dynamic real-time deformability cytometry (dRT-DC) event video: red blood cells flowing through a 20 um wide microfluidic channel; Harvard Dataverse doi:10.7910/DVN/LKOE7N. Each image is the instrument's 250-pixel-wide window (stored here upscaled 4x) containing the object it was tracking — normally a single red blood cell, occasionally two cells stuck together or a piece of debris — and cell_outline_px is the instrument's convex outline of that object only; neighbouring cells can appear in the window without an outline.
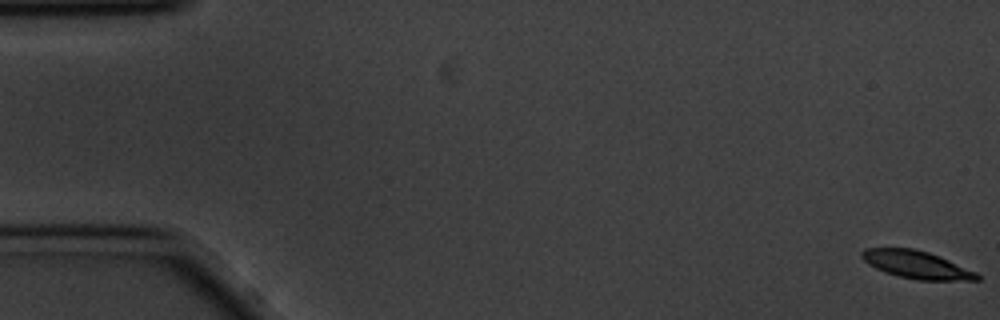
{"species": "common noctule bat (a hibernating species)", "species_latin": "Nyctalus noctula", "temperature_condition": "cold", "stored_images_in_passage": 59, "camera_frame_rate_fps": 3000, "um_per_image_px": 0.085, "animal": {"sex": "male", "body_mass_g": 20.1, "forearm_length_mm": 53.5}, "frame": {"image": 1, "passage_image": 1, "time_ms": 0.0, "image_size_px": [1000, 320], "cell_outline_px": [[980, 280], [916, 280], [884, 272], [868, 264], [860, 256], [860, 252], [864, 248], [916, 248], [940, 256], [976, 272], [980, 276]], "centroid_in_image_um": [77.89, 22.49], "position_along_channel_um": 7.1, "area_um2": 18.61}}
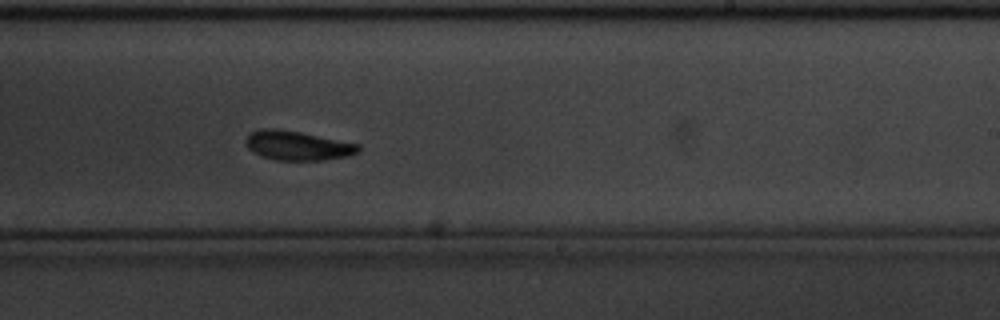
{"frame": {"image": 2, "passage_image": 36, "time_ms": 11.667, "image_size_px": [1000, 320], "cell_outline_px": [[360, 152], [344, 156], [324, 160], [276, 160], [260, 156], [252, 152], [244, 144], [244, 140], [252, 132], [260, 128], [276, 128], [300, 132], [360, 144]], "centroid_in_image_um": [25.25, 12.37], "position_along_channel_um": 263.8, "area_um2": 19.31}}
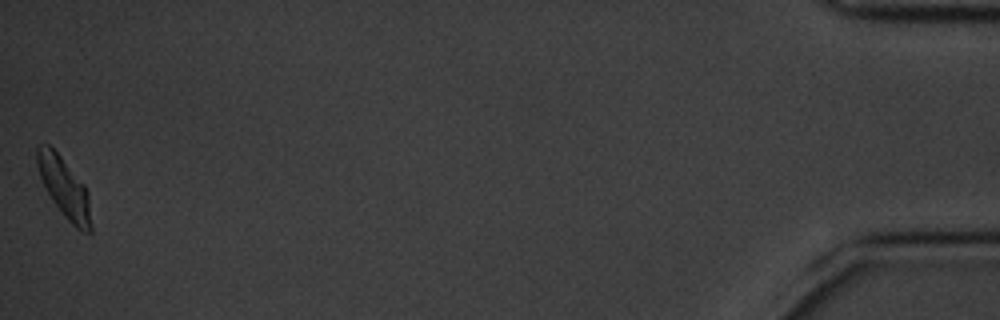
{"frame": {"image": 3, "passage_image": 59, "time_ms": 19.333, "image_size_px": [1000, 320], "cell_outline_px": [[92, 232], [80, 232], [64, 216], [52, 200], [40, 176], [36, 164], [36, 148], [40, 144], [48, 144], [60, 156], [84, 184], [88, 192], [92, 224]], "centroid_in_image_um": [5.48, 15.98], "position_along_channel_um": 429.7, "area_um2": 18.79}, "authors_computed_cell_mechanics": {"area_um2": 19.2474, "velocity_mm_per_s": 3.4062, "shape_relaxation_time_tau1_ms": null, "shape_relaxation_time_tau2_ms": 1.9686, "deformation_change_tau1": null, "deformation_change_tau2": 0.0809}}